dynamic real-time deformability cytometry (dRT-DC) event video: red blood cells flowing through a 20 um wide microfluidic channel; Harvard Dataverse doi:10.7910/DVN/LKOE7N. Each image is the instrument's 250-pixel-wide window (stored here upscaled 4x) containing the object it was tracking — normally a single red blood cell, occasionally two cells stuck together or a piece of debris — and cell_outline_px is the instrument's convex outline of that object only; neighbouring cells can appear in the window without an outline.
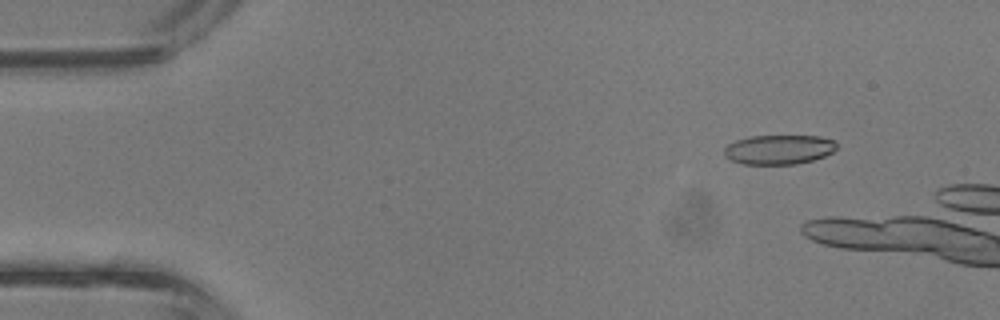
{"species": "common noctule bat (a hibernating species)", "species_latin": "Nyctalus noctula", "temperature_condition": "room temperature", "stored_images_in_passage": 11, "camera_frame_rate_fps": 3000, "um_per_image_px": 0.085, "animal": {"sex": "male", "body_mass_g": 13.3}, "frame": {"image": 1, "passage_image": 5, "time_ms": 1.333, "image_size_px": [1000, 320], "cell_outline_px": [[836, 148], [832, 152], [824, 156], [812, 160], [796, 164], [744, 164], [728, 160], [724, 156], [724, 148], [728, 144], [736, 140], [748, 136], [820, 136], [836, 140]], "centroid_in_image_um": [66.18, 12.71], "position_along_channel_um": 18.8, "area_um2": 19.48}}